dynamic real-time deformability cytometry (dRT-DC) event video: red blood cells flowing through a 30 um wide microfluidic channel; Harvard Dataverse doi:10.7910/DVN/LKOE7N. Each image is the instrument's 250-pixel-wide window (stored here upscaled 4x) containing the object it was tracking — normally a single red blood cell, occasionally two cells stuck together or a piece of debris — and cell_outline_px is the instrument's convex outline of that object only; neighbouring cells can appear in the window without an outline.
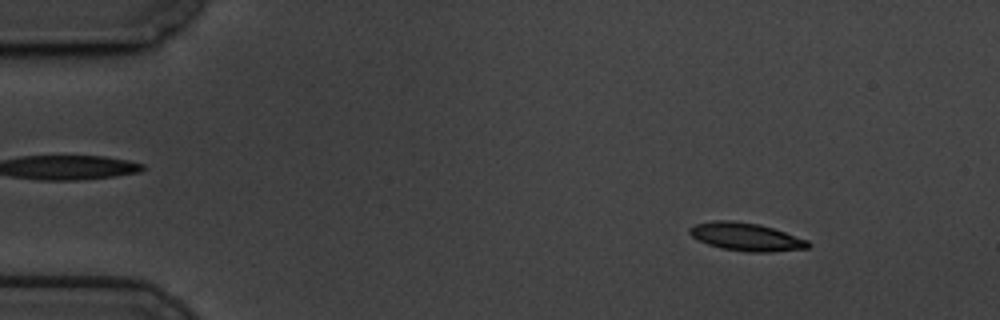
{"species": "common noctule bat (a hibernating species)", "species_latin": "Nyctalus noctula", "temperature_condition": "cold", "stored_images_in_passage": 58, "camera_frame_rate_fps": 3000, "um_per_image_px": 0.085, "animal": {"sex": "male", "body_mass_g": 19.5, "forearm_length_mm": 54.6}, "frame": {"image": 1, "passage_image": 7, "time_ms": 2.0, "image_size_px": [1000, 320], "cell_outline_px": [[812, 244], [808, 248], [768, 252], [748, 252], [720, 248], [708, 244], [692, 236], [688, 232], [688, 228], [692, 224], [716, 220], [728, 220], [760, 224], [808, 240]], "centroid_in_image_um": [63.39, 20.12], "position_along_channel_um": 21.6, "area_um2": 19.31}}
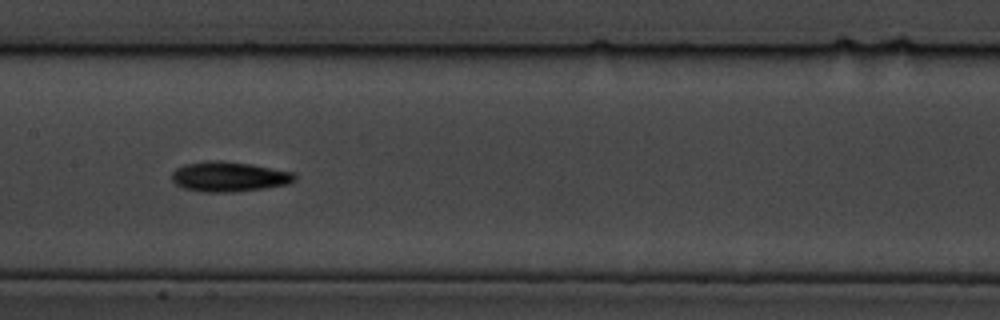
{"frame": {"image": 2, "passage_image": 29, "time_ms": 9.333, "image_size_px": [1000, 320], "cell_outline_px": [[296, 180], [288, 184], [264, 188], [232, 192], [204, 192], [184, 188], [176, 184], [172, 180], [172, 172], [176, 168], [184, 164], [204, 160], [220, 160], [252, 164], [292, 172], [296, 176]], "centroid_in_image_um": [19.44, 15.0], "position_along_channel_um": 188.0, "area_um2": 21.56}}
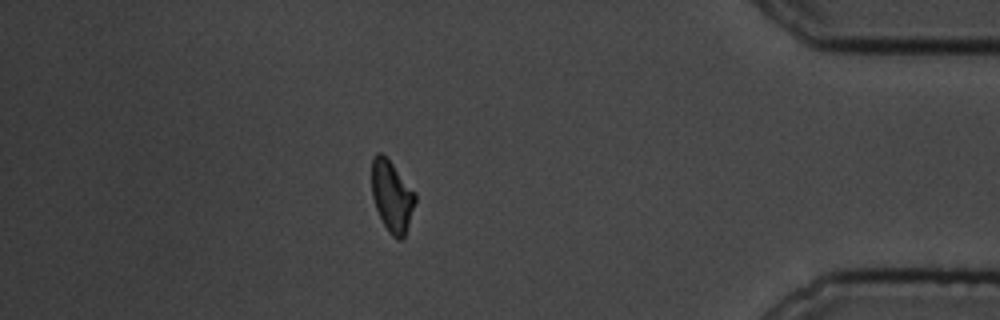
{"frame": {"image": 3, "passage_image": 51, "time_ms": 16.667, "image_size_px": [1000, 320], "cell_outline_px": [[416, 200], [404, 236], [400, 240], [396, 240], [388, 232], [376, 208], [372, 196], [372, 156], [376, 152], [380, 152], [392, 164], [416, 192]], "centroid_in_image_um": [33.3, 16.67], "position_along_channel_um": 401.9, "area_um2": 17.86}, "authors_computed_cell_mechanics": {"area_um2": 18.8428, "velocity_mm_per_s": 3.4353, "shape_relaxation_time_tau1_ms": 2.3925, "shape_relaxation_time_tau2_ms": 7.9165, "deformation_change_tau1": 0.1061, "deformation_change_tau2": 0.1675}}